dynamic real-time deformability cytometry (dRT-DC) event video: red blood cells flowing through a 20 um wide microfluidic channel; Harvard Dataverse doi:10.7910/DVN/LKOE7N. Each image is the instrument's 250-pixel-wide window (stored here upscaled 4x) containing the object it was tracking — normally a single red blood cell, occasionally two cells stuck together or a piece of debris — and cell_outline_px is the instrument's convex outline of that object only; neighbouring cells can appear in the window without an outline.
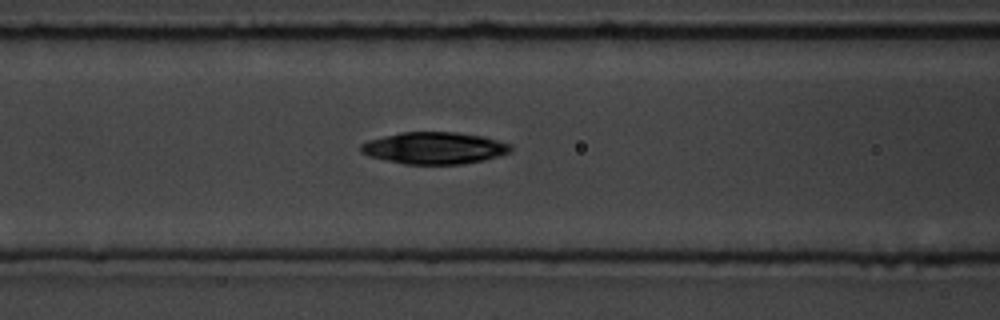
{"species": "common noctule bat (a hibernating species)", "species_latin": "Nyctalus noctula", "temperature_condition": "room temperature", "stored_images_in_passage": 8, "camera_frame_rate_fps": 3000, "um_per_image_px": 0.085, "animal": {"sex": "male", "body_mass_g": 19.5, "forearm_length_mm": 54.6}, "frame": {"image": 1, "passage_image": 8, "time_ms": 8.667, "image_size_px": [1000, 320], "cell_outline_px": [[512, 152], [484, 160], [460, 164], [404, 164], [368, 156], [360, 152], [360, 144], [368, 140], [400, 132], [456, 132], [484, 136], [512, 144]], "centroid_in_image_um": [36.93, 12.58], "position_along_channel_um": 129.7, "area_um2": 28.03}}